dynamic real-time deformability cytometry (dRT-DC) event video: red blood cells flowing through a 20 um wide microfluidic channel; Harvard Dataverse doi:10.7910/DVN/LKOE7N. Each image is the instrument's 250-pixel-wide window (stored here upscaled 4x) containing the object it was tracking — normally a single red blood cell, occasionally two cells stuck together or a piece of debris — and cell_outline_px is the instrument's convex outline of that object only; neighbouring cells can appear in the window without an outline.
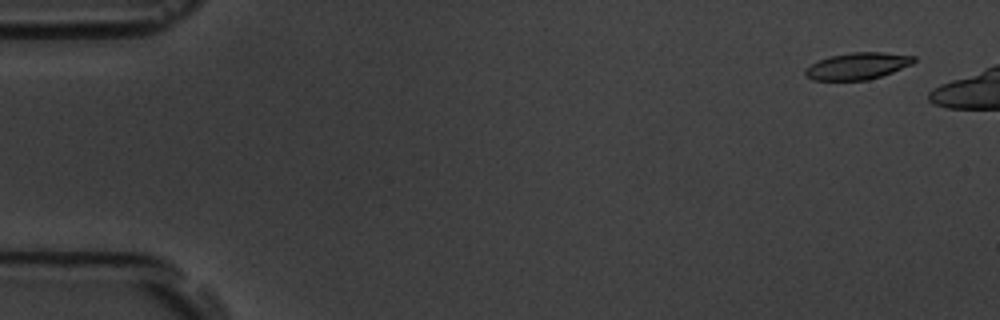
{"species": "common noctule bat (a hibernating species)", "species_latin": "Nyctalus noctula", "temperature_condition": "room temperature", "stored_images_in_passage": 6, "camera_frame_rate_fps": 3000, "um_per_image_px": 0.085, "animal": {"sex": "male", "body_mass_g": 19.5, "forearm_length_mm": 54.6}, "frame": {"image": 1, "passage_image": 1, "time_ms": 0.0, "image_size_px": [1000, 320], "cell_outline_px": [[916, 60], [912, 64], [892, 72], [868, 80], [812, 80], [804, 76], [804, 68], [828, 56], [852, 52], [884, 52], [916, 56]], "centroid_in_image_um": [72.87, 5.61], "position_along_channel_um": 12.1, "area_um2": 17.05}}